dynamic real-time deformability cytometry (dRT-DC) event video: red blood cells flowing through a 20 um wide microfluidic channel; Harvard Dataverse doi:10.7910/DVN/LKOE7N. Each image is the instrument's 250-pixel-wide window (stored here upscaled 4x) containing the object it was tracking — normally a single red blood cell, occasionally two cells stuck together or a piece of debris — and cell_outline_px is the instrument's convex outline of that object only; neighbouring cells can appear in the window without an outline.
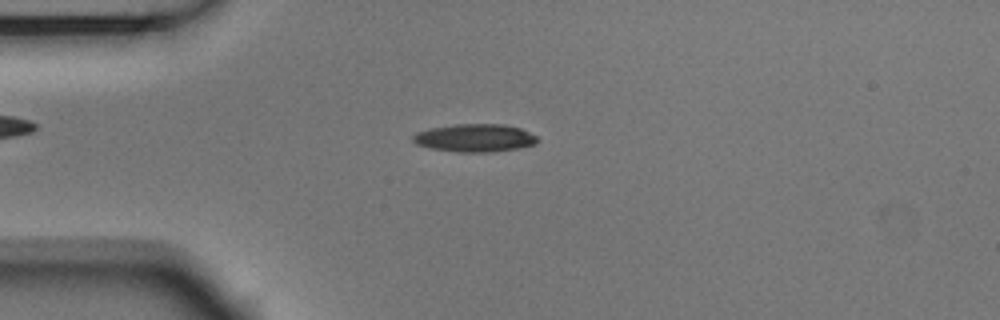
{"species": "Egyptian fruit bat (a non-hibernating species)", "species_latin": "Rousettus aegyptiacus", "temperature_condition": "room temperature", "stored_images_in_passage": 53, "camera_frame_rate_fps": 3000, "um_per_image_px": 0.085, "animal": {"sex": "male"}, "frame": {"image": 1, "passage_image": 13, "time_ms": 4.0, "image_size_px": [1000, 320], "cell_outline_px": [[536, 144], [520, 148], [492, 152], [456, 152], [428, 148], [416, 144], [412, 140], [412, 136], [416, 132], [428, 128], [456, 124], [504, 124], [520, 128], [536, 136]], "centroid_in_image_um": [40.31, 11.73], "position_along_channel_um": 44.7, "area_um2": 20.4}}
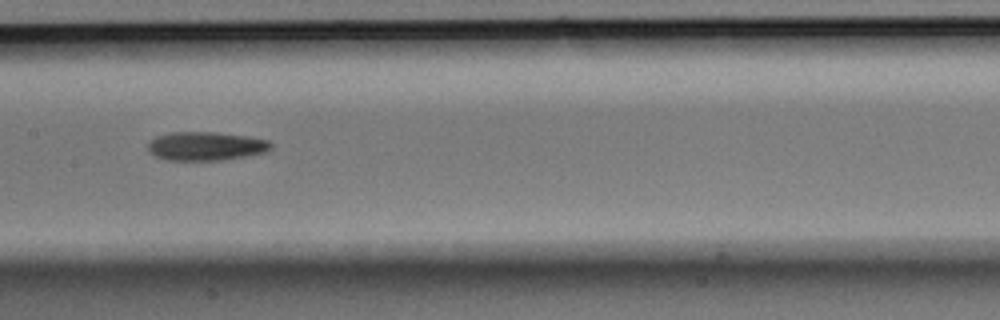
{"frame": {"image": 2, "passage_image": 26, "time_ms": 8.333, "image_size_px": [1000, 320], "cell_outline_px": [[272, 148], [268, 152], [248, 156], [224, 160], [168, 160], [156, 156], [148, 152], [148, 140], [156, 136], [172, 132], [216, 132], [248, 136], [268, 140], [272, 144]], "centroid_in_image_um": [17.51, 12.42], "position_along_channel_um": 189.9, "area_um2": 20.87}}
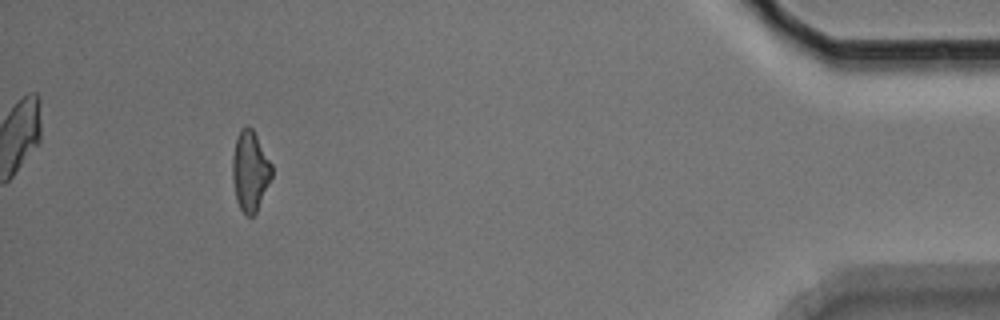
{"frame": {"image": 3, "passage_image": 49, "time_ms": 16.0, "image_size_px": [1000, 320], "cell_outline_px": [[272, 176], [256, 212], [252, 216], [244, 216], [236, 200], [232, 180], [232, 156], [236, 140], [240, 132], [248, 124], [252, 128], [272, 164]], "centroid_in_image_um": [21.25, 14.56], "position_along_channel_um": 414.0, "area_um2": 18.26}, "authors_computed_cell_mechanics": {"area_um2": 19.5364, "velocity_mm_per_s": 3.7544, "shape_relaxation_time_tau1_ms": 4.6393, "shape_relaxation_time_tau2_ms": null, "deformation_change_tau1": 0.1424, "deformation_change_tau2": null}}